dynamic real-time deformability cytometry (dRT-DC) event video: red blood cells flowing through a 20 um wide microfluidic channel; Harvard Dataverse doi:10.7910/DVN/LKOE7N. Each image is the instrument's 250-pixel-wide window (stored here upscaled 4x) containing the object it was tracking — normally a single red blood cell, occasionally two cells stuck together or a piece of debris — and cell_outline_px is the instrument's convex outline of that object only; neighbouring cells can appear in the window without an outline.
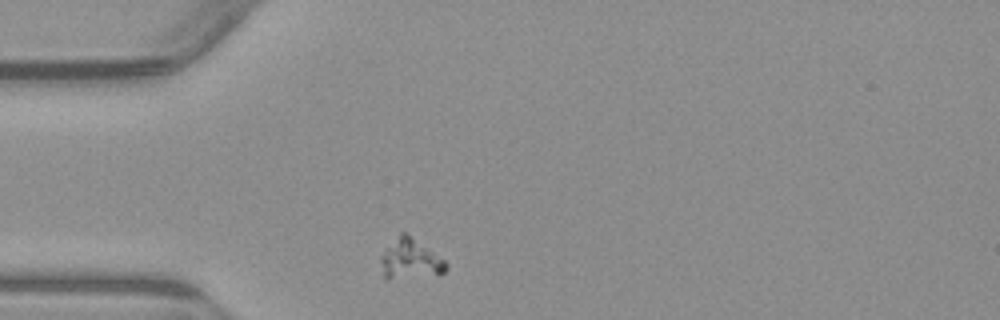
{"species": "common noctule bat (a hibernating species)", "species_latin": "Nyctalus noctula", "temperature_condition": "warm", "stored_images_in_passage": 2, "camera_frame_rate_fps": 3000, "um_per_image_px": 0.085, "animal": {"sex": "male", "body_mass_g": 23.1, "forearm_length_mm": 52.7}, "frame": {"image": 1, "passage_image": 1, "time_ms": 0.0, "image_size_px": [1000, 320], "cell_outline_px": [[448, 268], [444, 272], [388, 280], [384, 280], [380, 260], [380, 256], [384, 248], [400, 232], [404, 232], [444, 260], [448, 264]], "centroid_in_image_um": [34.78, 22.03], "position_along_channel_um": 50.2, "area_um2": 14.97}}